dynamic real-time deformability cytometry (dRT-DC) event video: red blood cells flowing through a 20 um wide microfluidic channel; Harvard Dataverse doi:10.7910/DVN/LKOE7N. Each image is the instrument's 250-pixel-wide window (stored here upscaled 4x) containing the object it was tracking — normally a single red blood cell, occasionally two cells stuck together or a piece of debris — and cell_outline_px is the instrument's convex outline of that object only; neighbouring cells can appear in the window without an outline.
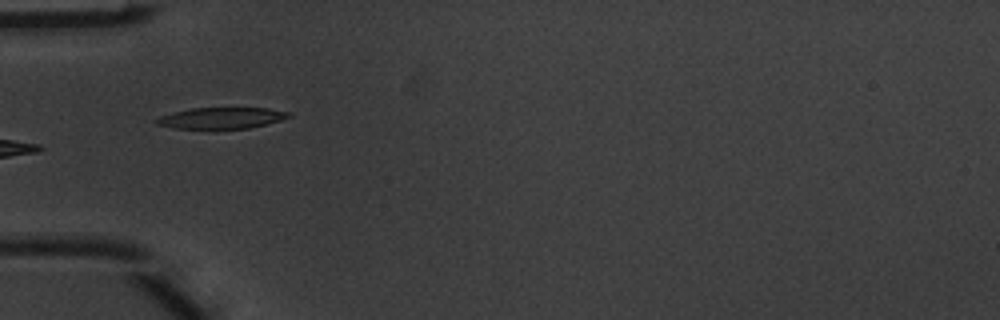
{"species": "common noctule bat (a hibernating species)", "species_latin": "Nyctalus noctula", "temperature_condition": "warm", "stored_images_in_passage": 8, "camera_frame_rate_fps": 3000, "um_per_image_px": 0.085, "animal": {"sex": "male", "body_mass_g": 20.1, "forearm_length_mm": 53.5}, "frame": {"image": 1, "passage_image": 5, "time_ms": 1.333, "image_size_px": [1000, 320], "cell_outline_px": [[292, 116], [280, 120], [248, 128], [176, 128], [156, 124], [152, 120], [160, 116], [192, 108], [268, 108], [292, 112]], "centroid_in_image_um": [18.84, 10.02], "position_along_channel_um": 66.2, "area_um2": 16.13}}
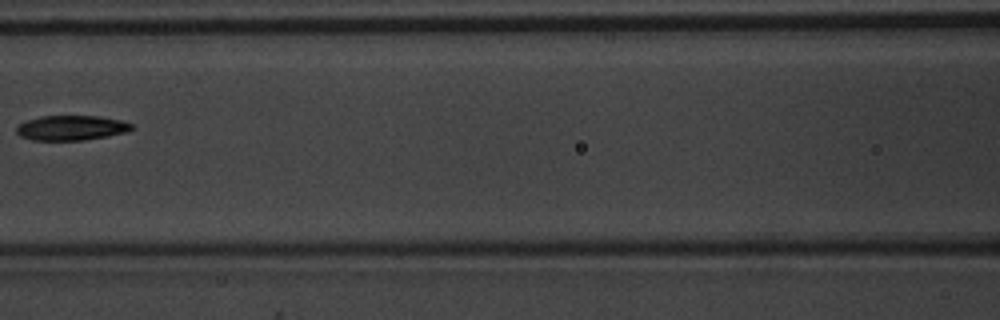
{"frame": {"image": 2, "passage_image": 7, "time_ms": 2.0, "image_size_px": [1000, 320], "cell_outline_px": [[136, 128], [128, 132], [108, 136], [84, 140], [32, 140], [20, 136], [16, 132], [16, 128], [20, 124], [28, 120], [40, 116], [96, 116], [120, 120], [132, 124]], "centroid_in_image_um": [6.09, 10.87], "position_along_channel_um": 160.5, "area_um2": 16.7}}
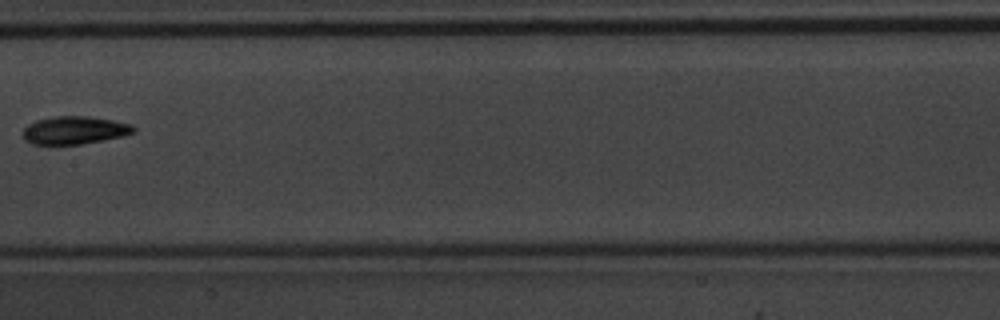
{"frame": {"image": 3, "passage_image": 8, "time_ms": 2.333, "image_size_px": [1000, 320], "cell_outline_px": [[136, 132], [120, 136], [80, 144], [32, 144], [24, 140], [24, 128], [28, 124], [36, 120], [56, 116], [88, 116], [112, 120], [132, 124], [136, 128]], "centroid_in_image_um": [6.33, 11.06], "position_along_channel_um": 201.1, "area_um2": 17.8}}